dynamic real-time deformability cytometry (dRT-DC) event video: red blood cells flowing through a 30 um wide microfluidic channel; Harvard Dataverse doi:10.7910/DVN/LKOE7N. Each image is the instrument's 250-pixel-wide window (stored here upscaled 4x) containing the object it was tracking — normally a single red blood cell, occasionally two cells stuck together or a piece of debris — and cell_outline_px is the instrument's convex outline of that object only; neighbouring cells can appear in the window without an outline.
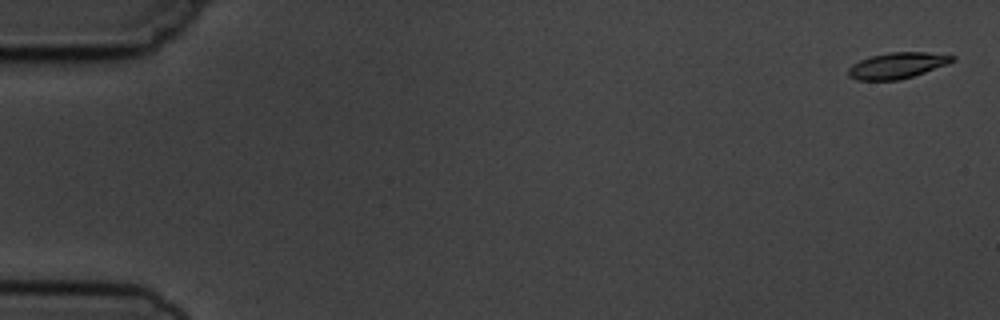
{"species": "common noctule bat (a hibernating species)", "species_latin": "Nyctalus noctula", "temperature_condition": "cold", "stored_images_in_passage": 5, "camera_frame_rate_fps": 3000, "um_per_image_px": 0.085, "animal": {"sex": "male", "body_mass_g": 19.5, "forearm_length_mm": 54.6}, "frame": {"image": 1, "passage_image": 1, "time_ms": 0.0, "image_size_px": [1000, 320], "cell_outline_px": [[956, 60], [948, 64], [900, 80], [856, 80], [848, 76], [848, 68], [852, 64], [860, 60], [872, 56], [888, 52], [924, 52], [956, 56]], "centroid_in_image_um": [76.25, 5.57], "position_along_channel_um": 8.7, "area_um2": 15.72}}
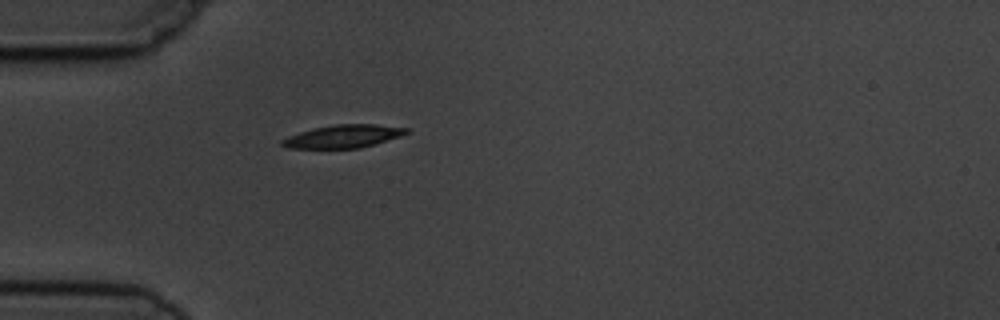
{"frame": {"image": 2, "passage_image": 5, "time_ms": 5.0, "image_size_px": [1000, 320], "cell_outline_px": [[408, 132], [400, 136], [360, 148], [288, 148], [280, 144], [280, 140], [288, 136], [312, 128], [336, 124], [376, 124], [408, 128]], "centroid_in_image_um": [29.14, 11.58], "position_along_channel_um": 55.9, "area_um2": 16.53}}